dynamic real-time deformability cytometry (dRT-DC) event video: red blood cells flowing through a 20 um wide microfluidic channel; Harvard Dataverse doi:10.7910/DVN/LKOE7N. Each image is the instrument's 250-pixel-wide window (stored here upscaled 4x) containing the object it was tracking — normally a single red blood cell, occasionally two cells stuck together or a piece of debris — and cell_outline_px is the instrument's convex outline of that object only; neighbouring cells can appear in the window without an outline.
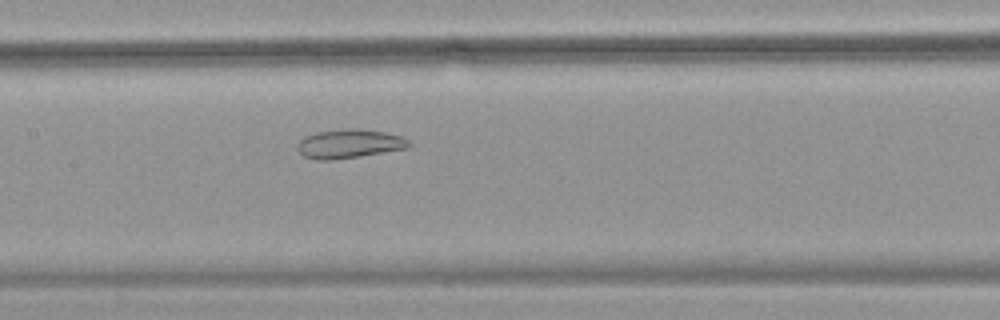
{"species": "common noctule bat (a hibernating species)", "species_latin": "Nyctalus noctula", "temperature_condition": "warm", "stored_images_in_passage": 54, "camera_frame_rate_fps": 3000, "um_per_image_px": 0.085, "animal": {"sex": "female", "body_mass_g": 18.4}, "frame": {"image": 1, "passage_image": 26, "time_ms": 8.333, "image_size_px": [1000, 320], "cell_outline_px": [[412, 144], [408, 148], [360, 156], [328, 160], [316, 160], [304, 156], [296, 148], [296, 144], [304, 136], [316, 132], [352, 128], [356, 128], [384, 132], [400, 136], [408, 140]], "centroid_in_image_um": [29.66, 12.22], "position_along_channel_um": 177.7, "area_um2": 18.73}}
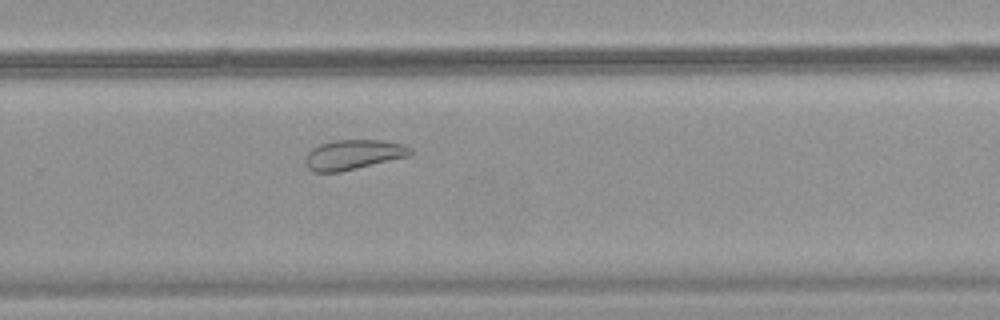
{"frame": {"image": 2, "passage_image": 36, "time_ms": 11.667, "image_size_px": [1000, 320], "cell_outline_px": [[412, 152], [408, 156], [340, 172], [312, 172], [304, 164], [304, 160], [308, 152], [312, 148], [320, 144], [336, 140], [384, 140], [404, 144], [412, 148]], "centroid_in_image_um": [30.01, 13.14], "position_along_channel_um": 299.8, "area_um2": 18.32}}
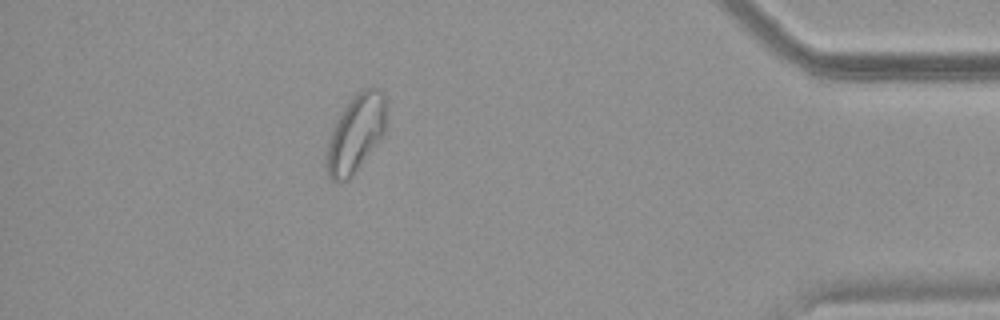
{"frame": {"image": 3, "passage_image": 48, "time_ms": 15.667, "image_size_px": [1000, 320], "cell_outline_px": [[384, 132], [352, 176], [348, 180], [332, 180], [328, 176], [324, 164], [328, 144], [332, 128], [340, 112], [348, 100], [356, 92], [364, 88], [376, 88], [384, 96]], "centroid_in_image_um": [30.17, 11.34], "position_along_channel_um": 405.0, "area_um2": 26.47}, "authors_computed_cell_mechanics": {"area_um2": 25.2586, "velocity_mm_per_s": 3.6747, "shape_relaxation_time_tau1_ms": null, "shape_relaxation_time_tau2_ms": 3.7311, "deformation_change_tau1": null, "deformation_change_tau2": 0.0973}}